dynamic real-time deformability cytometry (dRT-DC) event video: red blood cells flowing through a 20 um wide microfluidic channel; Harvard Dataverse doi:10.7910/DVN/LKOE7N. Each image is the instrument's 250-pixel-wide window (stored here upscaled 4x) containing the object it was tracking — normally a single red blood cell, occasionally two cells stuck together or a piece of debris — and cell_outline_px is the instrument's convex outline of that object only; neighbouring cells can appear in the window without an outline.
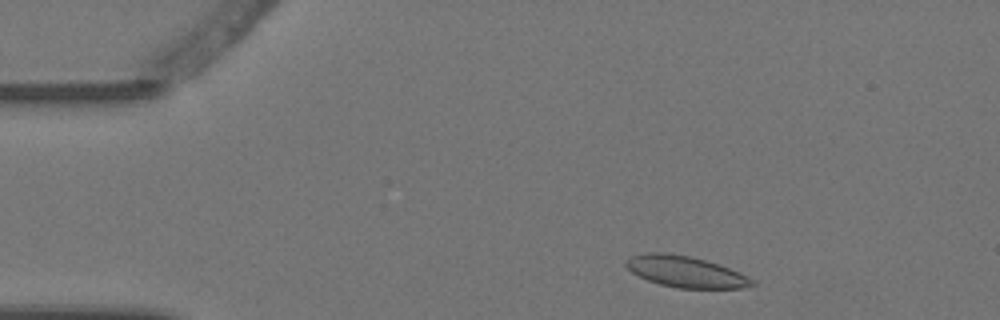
{"species": "Egyptian fruit bat (a non-hibernating species)", "species_latin": "Rousettus aegyptiacus", "temperature_condition": "warm", "stored_images_in_passage": 3, "camera_frame_rate_fps": 3000, "um_per_image_px": 0.085, "animal": {"sex": "female"}, "frame": {"image": 1, "passage_image": 1, "time_ms": 0.0, "image_size_px": [1000, 320], "cell_outline_px": [[756, 284], [744, 288], [676, 288], [660, 284], [648, 280], [632, 272], [624, 264], [632, 256], [648, 252], [664, 252], [688, 256], [720, 264], [740, 272], [756, 280]], "centroid_in_image_um": [58.33, 23.1], "position_along_channel_um": 26.7, "area_um2": 22.89}}